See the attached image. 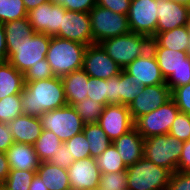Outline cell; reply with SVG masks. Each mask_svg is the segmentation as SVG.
<instances>
[{
	"label": "cell",
	"mask_w": 190,
	"mask_h": 190,
	"mask_svg": "<svg viewBox=\"0 0 190 190\" xmlns=\"http://www.w3.org/2000/svg\"><path fill=\"white\" fill-rule=\"evenodd\" d=\"M23 115L40 117L44 112L67 105L61 77L25 82L20 94Z\"/></svg>",
	"instance_id": "obj_1"
},
{
	"label": "cell",
	"mask_w": 190,
	"mask_h": 190,
	"mask_svg": "<svg viewBox=\"0 0 190 190\" xmlns=\"http://www.w3.org/2000/svg\"><path fill=\"white\" fill-rule=\"evenodd\" d=\"M50 35L34 32L23 40L6 41L7 61L19 72L25 73L31 66L46 59Z\"/></svg>",
	"instance_id": "obj_2"
},
{
	"label": "cell",
	"mask_w": 190,
	"mask_h": 190,
	"mask_svg": "<svg viewBox=\"0 0 190 190\" xmlns=\"http://www.w3.org/2000/svg\"><path fill=\"white\" fill-rule=\"evenodd\" d=\"M86 48L87 45L83 43L51 36L46 59L53 74L56 77H63L81 69Z\"/></svg>",
	"instance_id": "obj_3"
},
{
	"label": "cell",
	"mask_w": 190,
	"mask_h": 190,
	"mask_svg": "<svg viewBox=\"0 0 190 190\" xmlns=\"http://www.w3.org/2000/svg\"><path fill=\"white\" fill-rule=\"evenodd\" d=\"M127 190H168L172 172L142 157L126 169Z\"/></svg>",
	"instance_id": "obj_4"
},
{
	"label": "cell",
	"mask_w": 190,
	"mask_h": 190,
	"mask_svg": "<svg viewBox=\"0 0 190 190\" xmlns=\"http://www.w3.org/2000/svg\"><path fill=\"white\" fill-rule=\"evenodd\" d=\"M151 38L130 32L99 43L122 69L150 50Z\"/></svg>",
	"instance_id": "obj_5"
},
{
	"label": "cell",
	"mask_w": 190,
	"mask_h": 190,
	"mask_svg": "<svg viewBox=\"0 0 190 190\" xmlns=\"http://www.w3.org/2000/svg\"><path fill=\"white\" fill-rule=\"evenodd\" d=\"M182 149L183 142L169 133L144 139V157L172 173L177 171Z\"/></svg>",
	"instance_id": "obj_6"
},
{
	"label": "cell",
	"mask_w": 190,
	"mask_h": 190,
	"mask_svg": "<svg viewBox=\"0 0 190 190\" xmlns=\"http://www.w3.org/2000/svg\"><path fill=\"white\" fill-rule=\"evenodd\" d=\"M93 44L131 32L127 15L95 5L89 12Z\"/></svg>",
	"instance_id": "obj_7"
},
{
	"label": "cell",
	"mask_w": 190,
	"mask_h": 190,
	"mask_svg": "<svg viewBox=\"0 0 190 190\" xmlns=\"http://www.w3.org/2000/svg\"><path fill=\"white\" fill-rule=\"evenodd\" d=\"M39 118L42 129L54 132L63 142L81 133L85 125L70 105L46 111Z\"/></svg>",
	"instance_id": "obj_8"
},
{
	"label": "cell",
	"mask_w": 190,
	"mask_h": 190,
	"mask_svg": "<svg viewBox=\"0 0 190 190\" xmlns=\"http://www.w3.org/2000/svg\"><path fill=\"white\" fill-rule=\"evenodd\" d=\"M179 112L180 110L171 98L158 109L137 118L134 121V128L144 139L168 134Z\"/></svg>",
	"instance_id": "obj_9"
},
{
	"label": "cell",
	"mask_w": 190,
	"mask_h": 190,
	"mask_svg": "<svg viewBox=\"0 0 190 190\" xmlns=\"http://www.w3.org/2000/svg\"><path fill=\"white\" fill-rule=\"evenodd\" d=\"M157 0H131L127 15L131 32L150 37L156 34Z\"/></svg>",
	"instance_id": "obj_10"
},
{
	"label": "cell",
	"mask_w": 190,
	"mask_h": 190,
	"mask_svg": "<svg viewBox=\"0 0 190 190\" xmlns=\"http://www.w3.org/2000/svg\"><path fill=\"white\" fill-rule=\"evenodd\" d=\"M82 69L90 77L104 80L117 76L122 71V68L108 56L103 47L95 43L87 46Z\"/></svg>",
	"instance_id": "obj_11"
},
{
	"label": "cell",
	"mask_w": 190,
	"mask_h": 190,
	"mask_svg": "<svg viewBox=\"0 0 190 190\" xmlns=\"http://www.w3.org/2000/svg\"><path fill=\"white\" fill-rule=\"evenodd\" d=\"M65 11L66 9L62 6L48 1L28 11L27 18L34 32L56 36Z\"/></svg>",
	"instance_id": "obj_12"
},
{
	"label": "cell",
	"mask_w": 190,
	"mask_h": 190,
	"mask_svg": "<svg viewBox=\"0 0 190 190\" xmlns=\"http://www.w3.org/2000/svg\"><path fill=\"white\" fill-rule=\"evenodd\" d=\"M98 124L112 142L134 128V121L126 105H106Z\"/></svg>",
	"instance_id": "obj_13"
},
{
	"label": "cell",
	"mask_w": 190,
	"mask_h": 190,
	"mask_svg": "<svg viewBox=\"0 0 190 190\" xmlns=\"http://www.w3.org/2000/svg\"><path fill=\"white\" fill-rule=\"evenodd\" d=\"M56 36L87 46L93 44L89 13L66 10Z\"/></svg>",
	"instance_id": "obj_14"
},
{
	"label": "cell",
	"mask_w": 190,
	"mask_h": 190,
	"mask_svg": "<svg viewBox=\"0 0 190 190\" xmlns=\"http://www.w3.org/2000/svg\"><path fill=\"white\" fill-rule=\"evenodd\" d=\"M123 70L133 76L134 82L137 85H143V87L166 84V80L161 73L156 57L151 49L136 58Z\"/></svg>",
	"instance_id": "obj_15"
},
{
	"label": "cell",
	"mask_w": 190,
	"mask_h": 190,
	"mask_svg": "<svg viewBox=\"0 0 190 190\" xmlns=\"http://www.w3.org/2000/svg\"><path fill=\"white\" fill-rule=\"evenodd\" d=\"M171 99V90L167 84L145 86L143 92L129 104L128 108L133 121L158 109Z\"/></svg>",
	"instance_id": "obj_16"
},
{
	"label": "cell",
	"mask_w": 190,
	"mask_h": 190,
	"mask_svg": "<svg viewBox=\"0 0 190 190\" xmlns=\"http://www.w3.org/2000/svg\"><path fill=\"white\" fill-rule=\"evenodd\" d=\"M71 190H97L101 171L95 158L88 157L73 161L67 169Z\"/></svg>",
	"instance_id": "obj_17"
},
{
	"label": "cell",
	"mask_w": 190,
	"mask_h": 190,
	"mask_svg": "<svg viewBox=\"0 0 190 190\" xmlns=\"http://www.w3.org/2000/svg\"><path fill=\"white\" fill-rule=\"evenodd\" d=\"M158 23L156 33L170 31L188 24L190 8L173 1L157 0Z\"/></svg>",
	"instance_id": "obj_18"
},
{
	"label": "cell",
	"mask_w": 190,
	"mask_h": 190,
	"mask_svg": "<svg viewBox=\"0 0 190 190\" xmlns=\"http://www.w3.org/2000/svg\"><path fill=\"white\" fill-rule=\"evenodd\" d=\"M112 144L127 167L144 157V138L135 128L115 139Z\"/></svg>",
	"instance_id": "obj_19"
},
{
	"label": "cell",
	"mask_w": 190,
	"mask_h": 190,
	"mask_svg": "<svg viewBox=\"0 0 190 190\" xmlns=\"http://www.w3.org/2000/svg\"><path fill=\"white\" fill-rule=\"evenodd\" d=\"M7 125L13 134L14 142L30 145L35 144L43 130L40 118L29 115H20Z\"/></svg>",
	"instance_id": "obj_20"
},
{
	"label": "cell",
	"mask_w": 190,
	"mask_h": 190,
	"mask_svg": "<svg viewBox=\"0 0 190 190\" xmlns=\"http://www.w3.org/2000/svg\"><path fill=\"white\" fill-rule=\"evenodd\" d=\"M5 153L10 169L37 171L40 165L34 145L14 142Z\"/></svg>",
	"instance_id": "obj_21"
},
{
	"label": "cell",
	"mask_w": 190,
	"mask_h": 190,
	"mask_svg": "<svg viewBox=\"0 0 190 190\" xmlns=\"http://www.w3.org/2000/svg\"><path fill=\"white\" fill-rule=\"evenodd\" d=\"M89 77L82 68L61 77L67 105L72 106L87 98Z\"/></svg>",
	"instance_id": "obj_22"
},
{
	"label": "cell",
	"mask_w": 190,
	"mask_h": 190,
	"mask_svg": "<svg viewBox=\"0 0 190 190\" xmlns=\"http://www.w3.org/2000/svg\"><path fill=\"white\" fill-rule=\"evenodd\" d=\"M165 80L180 67H190L187 51H175L165 47H150Z\"/></svg>",
	"instance_id": "obj_23"
},
{
	"label": "cell",
	"mask_w": 190,
	"mask_h": 190,
	"mask_svg": "<svg viewBox=\"0 0 190 190\" xmlns=\"http://www.w3.org/2000/svg\"><path fill=\"white\" fill-rule=\"evenodd\" d=\"M190 33L187 25L170 31L156 33L151 40L150 47H165L175 51H187Z\"/></svg>",
	"instance_id": "obj_24"
},
{
	"label": "cell",
	"mask_w": 190,
	"mask_h": 190,
	"mask_svg": "<svg viewBox=\"0 0 190 190\" xmlns=\"http://www.w3.org/2000/svg\"><path fill=\"white\" fill-rule=\"evenodd\" d=\"M25 87L24 73L8 61L0 64V100L13 94H21Z\"/></svg>",
	"instance_id": "obj_25"
},
{
	"label": "cell",
	"mask_w": 190,
	"mask_h": 190,
	"mask_svg": "<svg viewBox=\"0 0 190 190\" xmlns=\"http://www.w3.org/2000/svg\"><path fill=\"white\" fill-rule=\"evenodd\" d=\"M36 174L49 190H71L69 175L63 169L50 162H40Z\"/></svg>",
	"instance_id": "obj_26"
},
{
	"label": "cell",
	"mask_w": 190,
	"mask_h": 190,
	"mask_svg": "<svg viewBox=\"0 0 190 190\" xmlns=\"http://www.w3.org/2000/svg\"><path fill=\"white\" fill-rule=\"evenodd\" d=\"M82 132L88 141L92 158L100 156L112 143L98 123H86Z\"/></svg>",
	"instance_id": "obj_27"
},
{
	"label": "cell",
	"mask_w": 190,
	"mask_h": 190,
	"mask_svg": "<svg viewBox=\"0 0 190 190\" xmlns=\"http://www.w3.org/2000/svg\"><path fill=\"white\" fill-rule=\"evenodd\" d=\"M64 142L48 130H42L41 135L34 144L35 152L40 162H48L56 154Z\"/></svg>",
	"instance_id": "obj_28"
},
{
	"label": "cell",
	"mask_w": 190,
	"mask_h": 190,
	"mask_svg": "<svg viewBox=\"0 0 190 190\" xmlns=\"http://www.w3.org/2000/svg\"><path fill=\"white\" fill-rule=\"evenodd\" d=\"M95 160L101 174L121 172L127 169V166L124 164L120 154L112 143L100 156L96 157Z\"/></svg>",
	"instance_id": "obj_29"
},
{
	"label": "cell",
	"mask_w": 190,
	"mask_h": 190,
	"mask_svg": "<svg viewBox=\"0 0 190 190\" xmlns=\"http://www.w3.org/2000/svg\"><path fill=\"white\" fill-rule=\"evenodd\" d=\"M143 85H137L133 76L127 74L123 69L119 74V96L121 105L129 106L138 94L143 92Z\"/></svg>",
	"instance_id": "obj_30"
},
{
	"label": "cell",
	"mask_w": 190,
	"mask_h": 190,
	"mask_svg": "<svg viewBox=\"0 0 190 190\" xmlns=\"http://www.w3.org/2000/svg\"><path fill=\"white\" fill-rule=\"evenodd\" d=\"M82 121L86 123H98L105 105L86 98L79 103L72 105Z\"/></svg>",
	"instance_id": "obj_31"
},
{
	"label": "cell",
	"mask_w": 190,
	"mask_h": 190,
	"mask_svg": "<svg viewBox=\"0 0 190 190\" xmlns=\"http://www.w3.org/2000/svg\"><path fill=\"white\" fill-rule=\"evenodd\" d=\"M36 171L10 169L8 177L1 185L5 190H29Z\"/></svg>",
	"instance_id": "obj_32"
},
{
	"label": "cell",
	"mask_w": 190,
	"mask_h": 190,
	"mask_svg": "<svg viewBox=\"0 0 190 190\" xmlns=\"http://www.w3.org/2000/svg\"><path fill=\"white\" fill-rule=\"evenodd\" d=\"M23 0H0V23H8L27 17Z\"/></svg>",
	"instance_id": "obj_33"
},
{
	"label": "cell",
	"mask_w": 190,
	"mask_h": 190,
	"mask_svg": "<svg viewBox=\"0 0 190 190\" xmlns=\"http://www.w3.org/2000/svg\"><path fill=\"white\" fill-rule=\"evenodd\" d=\"M5 29L6 41L23 40V37L30 36L34 33L32 25L27 17L3 23Z\"/></svg>",
	"instance_id": "obj_34"
},
{
	"label": "cell",
	"mask_w": 190,
	"mask_h": 190,
	"mask_svg": "<svg viewBox=\"0 0 190 190\" xmlns=\"http://www.w3.org/2000/svg\"><path fill=\"white\" fill-rule=\"evenodd\" d=\"M20 94L6 96L0 100V122L8 124L11 120L23 115Z\"/></svg>",
	"instance_id": "obj_35"
},
{
	"label": "cell",
	"mask_w": 190,
	"mask_h": 190,
	"mask_svg": "<svg viewBox=\"0 0 190 190\" xmlns=\"http://www.w3.org/2000/svg\"><path fill=\"white\" fill-rule=\"evenodd\" d=\"M97 190H127V172L101 174Z\"/></svg>",
	"instance_id": "obj_36"
},
{
	"label": "cell",
	"mask_w": 190,
	"mask_h": 190,
	"mask_svg": "<svg viewBox=\"0 0 190 190\" xmlns=\"http://www.w3.org/2000/svg\"><path fill=\"white\" fill-rule=\"evenodd\" d=\"M64 144L67 147V151L73 155L75 161L91 157L89 144L83 132L65 141Z\"/></svg>",
	"instance_id": "obj_37"
},
{
	"label": "cell",
	"mask_w": 190,
	"mask_h": 190,
	"mask_svg": "<svg viewBox=\"0 0 190 190\" xmlns=\"http://www.w3.org/2000/svg\"><path fill=\"white\" fill-rule=\"evenodd\" d=\"M169 134L182 142L190 140V115L179 112L171 125Z\"/></svg>",
	"instance_id": "obj_38"
},
{
	"label": "cell",
	"mask_w": 190,
	"mask_h": 190,
	"mask_svg": "<svg viewBox=\"0 0 190 190\" xmlns=\"http://www.w3.org/2000/svg\"><path fill=\"white\" fill-rule=\"evenodd\" d=\"M106 95H108V79L89 77L87 98L106 106Z\"/></svg>",
	"instance_id": "obj_39"
},
{
	"label": "cell",
	"mask_w": 190,
	"mask_h": 190,
	"mask_svg": "<svg viewBox=\"0 0 190 190\" xmlns=\"http://www.w3.org/2000/svg\"><path fill=\"white\" fill-rule=\"evenodd\" d=\"M55 77L52 72L51 66L47 62V59L41 60V63L31 66L24 73L25 82L29 81H40L43 79H50Z\"/></svg>",
	"instance_id": "obj_40"
},
{
	"label": "cell",
	"mask_w": 190,
	"mask_h": 190,
	"mask_svg": "<svg viewBox=\"0 0 190 190\" xmlns=\"http://www.w3.org/2000/svg\"><path fill=\"white\" fill-rule=\"evenodd\" d=\"M171 98L182 113L190 115V83L176 87L171 92Z\"/></svg>",
	"instance_id": "obj_41"
},
{
	"label": "cell",
	"mask_w": 190,
	"mask_h": 190,
	"mask_svg": "<svg viewBox=\"0 0 190 190\" xmlns=\"http://www.w3.org/2000/svg\"><path fill=\"white\" fill-rule=\"evenodd\" d=\"M52 3L75 12L89 13L96 5V0H50Z\"/></svg>",
	"instance_id": "obj_42"
},
{
	"label": "cell",
	"mask_w": 190,
	"mask_h": 190,
	"mask_svg": "<svg viewBox=\"0 0 190 190\" xmlns=\"http://www.w3.org/2000/svg\"><path fill=\"white\" fill-rule=\"evenodd\" d=\"M188 83H190V67H180L176 71H173L166 79V84L171 92L176 87H181Z\"/></svg>",
	"instance_id": "obj_43"
},
{
	"label": "cell",
	"mask_w": 190,
	"mask_h": 190,
	"mask_svg": "<svg viewBox=\"0 0 190 190\" xmlns=\"http://www.w3.org/2000/svg\"><path fill=\"white\" fill-rule=\"evenodd\" d=\"M168 190H190V172L175 171L172 173Z\"/></svg>",
	"instance_id": "obj_44"
},
{
	"label": "cell",
	"mask_w": 190,
	"mask_h": 190,
	"mask_svg": "<svg viewBox=\"0 0 190 190\" xmlns=\"http://www.w3.org/2000/svg\"><path fill=\"white\" fill-rule=\"evenodd\" d=\"M73 161H75L73 155L67 151V147L63 143L62 146L59 147L58 152L54 154L48 162L67 170Z\"/></svg>",
	"instance_id": "obj_45"
},
{
	"label": "cell",
	"mask_w": 190,
	"mask_h": 190,
	"mask_svg": "<svg viewBox=\"0 0 190 190\" xmlns=\"http://www.w3.org/2000/svg\"><path fill=\"white\" fill-rule=\"evenodd\" d=\"M130 2L131 0H96V5L122 15H128Z\"/></svg>",
	"instance_id": "obj_46"
},
{
	"label": "cell",
	"mask_w": 190,
	"mask_h": 190,
	"mask_svg": "<svg viewBox=\"0 0 190 190\" xmlns=\"http://www.w3.org/2000/svg\"><path fill=\"white\" fill-rule=\"evenodd\" d=\"M121 105L119 96V75L108 79V95H106V105Z\"/></svg>",
	"instance_id": "obj_47"
},
{
	"label": "cell",
	"mask_w": 190,
	"mask_h": 190,
	"mask_svg": "<svg viewBox=\"0 0 190 190\" xmlns=\"http://www.w3.org/2000/svg\"><path fill=\"white\" fill-rule=\"evenodd\" d=\"M14 144L13 134L8 125L0 122V151L6 152L8 148Z\"/></svg>",
	"instance_id": "obj_48"
},
{
	"label": "cell",
	"mask_w": 190,
	"mask_h": 190,
	"mask_svg": "<svg viewBox=\"0 0 190 190\" xmlns=\"http://www.w3.org/2000/svg\"><path fill=\"white\" fill-rule=\"evenodd\" d=\"M177 171L190 172V140L183 142V149L178 162Z\"/></svg>",
	"instance_id": "obj_49"
},
{
	"label": "cell",
	"mask_w": 190,
	"mask_h": 190,
	"mask_svg": "<svg viewBox=\"0 0 190 190\" xmlns=\"http://www.w3.org/2000/svg\"><path fill=\"white\" fill-rule=\"evenodd\" d=\"M10 172L9 162L5 152L0 151V185H2Z\"/></svg>",
	"instance_id": "obj_50"
},
{
	"label": "cell",
	"mask_w": 190,
	"mask_h": 190,
	"mask_svg": "<svg viewBox=\"0 0 190 190\" xmlns=\"http://www.w3.org/2000/svg\"><path fill=\"white\" fill-rule=\"evenodd\" d=\"M0 58L7 61V46L5 40V29L3 24L0 23Z\"/></svg>",
	"instance_id": "obj_51"
},
{
	"label": "cell",
	"mask_w": 190,
	"mask_h": 190,
	"mask_svg": "<svg viewBox=\"0 0 190 190\" xmlns=\"http://www.w3.org/2000/svg\"><path fill=\"white\" fill-rule=\"evenodd\" d=\"M29 190H49L45 185L43 180L36 174L30 184Z\"/></svg>",
	"instance_id": "obj_52"
},
{
	"label": "cell",
	"mask_w": 190,
	"mask_h": 190,
	"mask_svg": "<svg viewBox=\"0 0 190 190\" xmlns=\"http://www.w3.org/2000/svg\"><path fill=\"white\" fill-rule=\"evenodd\" d=\"M48 1L50 0H23L27 12Z\"/></svg>",
	"instance_id": "obj_53"
},
{
	"label": "cell",
	"mask_w": 190,
	"mask_h": 190,
	"mask_svg": "<svg viewBox=\"0 0 190 190\" xmlns=\"http://www.w3.org/2000/svg\"><path fill=\"white\" fill-rule=\"evenodd\" d=\"M168 1H173L175 3L181 4L190 8V0H168Z\"/></svg>",
	"instance_id": "obj_54"
},
{
	"label": "cell",
	"mask_w": 190,
	"mask_h": 190,
	"mask_svg": "<svg viewBox=\"0 0 190 190\" xmlns=\"http://www.w3.org/2000/svg\"><path fill=\"white\" fill-rule=\"evenodd\" d=\"M187 27H188L189 33H190V12H189V15H188V24H187Z\"/></svg>",
	"instance_id": "obj_55"
},
{
	"label": "cell",
	"mask_w": 190,
	"mask_h": 190,
	"mask_svg": "<svg viewBox=\"0 0 190 190\" xmlns=\"http://www.w3.org/2000/svg\"><path fill=\"white\" fill-rule=\"evenodd\" d=\"M187 54H188V57L190 59V40H189V43H188Z\"/></svg>",
	"instance_id": "obj_56"
}]
</instances>
